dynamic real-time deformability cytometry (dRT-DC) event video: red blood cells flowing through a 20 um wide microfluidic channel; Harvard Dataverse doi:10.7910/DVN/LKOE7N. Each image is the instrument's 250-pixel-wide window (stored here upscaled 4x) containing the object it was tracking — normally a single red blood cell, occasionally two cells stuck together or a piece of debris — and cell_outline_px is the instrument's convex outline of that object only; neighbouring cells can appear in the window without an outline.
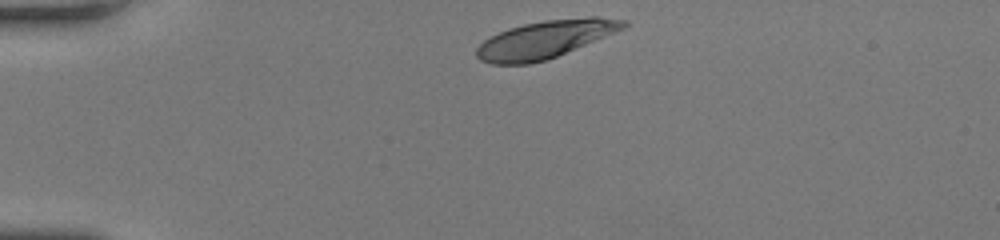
{"species": "human", "species_latin": "Homo sapiens", "temperature_condition": "room temperature", "stored_images_in_passage": 32, "camera_frame_rate_fps": 3000, "um_per_image_px": 0.085, "donor": {"sex": "female"}, "frame": {"image": 1, "passage_image": 1, "time_ms": 0.0, "image_size_px": [1000, 240], "cell_outline_px": [[628, 24], [624, 28], [548, 60], [528, 64], [492, 64], [480, 60], [476, 56], [476, 48], [484, 40], [500, 32], [524, 24], [544, 20], [592, 16], [600, 16], [628, 20]], "centroid_in_image_um": [46.36, 3.34], "position_along_channel_um": 38.6, "area_um2": 32.02}}
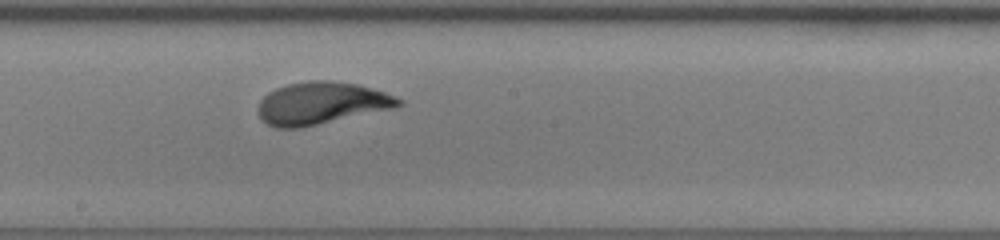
{"frame": {"image": 2, "passage_image": 18, "time_ms": 5.667, "image_size_px": [1000, 240], "cell_outline_px": [[404, 104], [396, 108], [300, 128], [272, 128], [260, 120], [256, 108], [260, 100], [268, 92], [276, 88], [288, 84], [308, 80], [332, 80], [356, 84], [384, 92], [396, 96], [404, 100]], "centroid_in_image_um": [27.29, 8.78], "position_along_channel_um": 220.9, "area_um2": 35.14}}
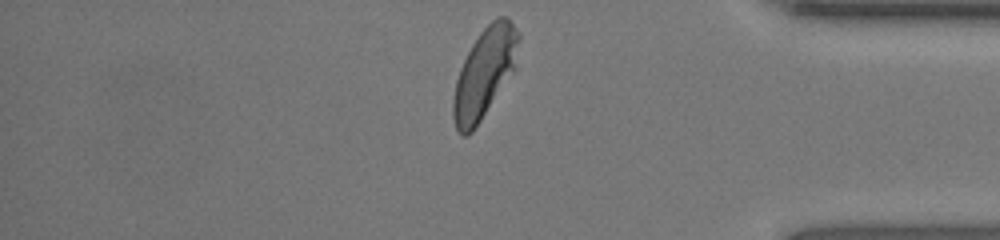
{"frame": {"image": 3, "passage_image": 32, "time_ms": 10.333, "image_size_px": [1000, 240], "cell_outline_px": [[520, 40], [512, 68], [480, 120], [472, 132], [468, 136], [460, 136], [456, 128], [452, 116], [452, 100], [456, 80], [460, 68], [472, 44], [480, 32], [492, 20], [500, 16], [504, 16], [512, 24], [520, 36]], "centroid_in_image_um": [41.1, 6.21], "position_along_channel_um": 394.1, "area_um2": 32.77}, "authors_computed_cell_mechanics": {"area_um2": 33.6974, "velocity_mm_per_s": 4.1178, "shape_relaxation_time_tau1_ms": 3.1671, "shape_relaxation_time_tau2_ms": null, "deformation_change_tau1": 0.1746, "deformation_change_tau2": null}}